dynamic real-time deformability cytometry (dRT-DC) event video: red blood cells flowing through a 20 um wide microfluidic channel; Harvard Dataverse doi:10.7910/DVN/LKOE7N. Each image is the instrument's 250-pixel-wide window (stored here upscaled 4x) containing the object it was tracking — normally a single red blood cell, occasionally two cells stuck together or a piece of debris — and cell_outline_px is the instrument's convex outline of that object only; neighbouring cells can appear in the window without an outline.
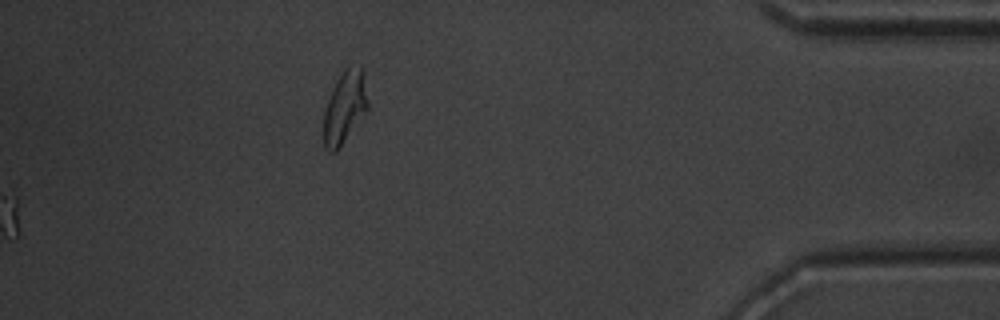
{"species": "common noctule bat (a hibernating species)", "species_latin": "Nyctalus noctula", "temperature_condition": "warm", "stored_images_in_passage": 53, "camera_frame_rate_fps": 3000, "um_per_image_px": 0.085, "animal": {"sex": "male", "body_mass_g": 20.1, "forearm_length_mm": 53.5}, "frame": {"image": 1, "passage_image": 53, "time_ms": 17.333, "image_size_px": [1000, 320], "cell_outline_px": [[368, 108], [336, 152], [328, 152], [324, 148], [324, 112], [332, 88], [336, 80], [344, 68], [360, 64], [368, 104]], "centroid_in_image_um": [29.27, 9.12], "position_along_channel_um": 405.9, "area_um2": 18.21}, "authors_computed_cell_mechanics": {"area_um2": 15.5482, "velocity_mm_per_s": 3.937, "shape_relaxation_time_tau1_ms": 3.344, "shape_relaxation_time_tau2_ms": 4.0759, "deformation_change_tau1": 0.1381, "deformation_change_tau2": 0.0927}}